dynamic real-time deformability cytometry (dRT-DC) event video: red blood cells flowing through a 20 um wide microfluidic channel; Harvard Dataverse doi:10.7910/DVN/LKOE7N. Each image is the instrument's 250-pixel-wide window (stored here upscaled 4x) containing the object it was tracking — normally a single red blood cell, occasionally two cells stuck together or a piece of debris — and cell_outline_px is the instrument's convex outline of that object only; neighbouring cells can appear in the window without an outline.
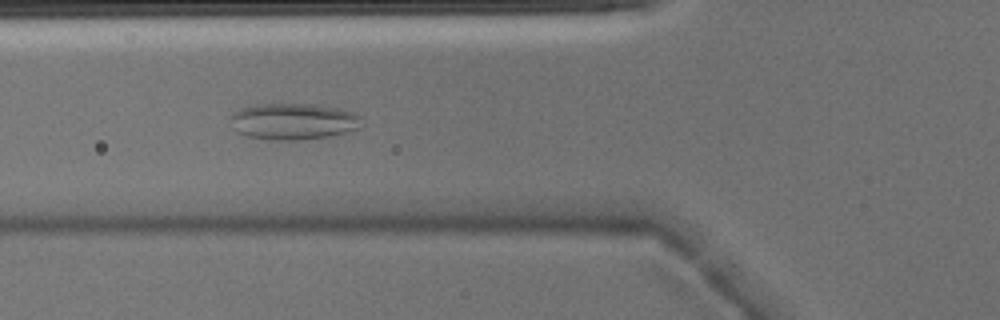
{"species": "Egyptian fruit bat (a non-hibernating species)", "species_latin": "Rousettus aegyptiacus", "temperature_condition": "warm", "stored_images_in_passage": 34, "camera_frame_rate_fps": 3000, "um_per_image_px": 0.085, "animal": {"sex": "male"}, "frame": {"image": 1, "passage_image": 10, "time_ms": 3.0, "image_size_px": [1000, 320], "cell_outline_px": [[364, 128], [328, 136], [300, 140], [272, 140], [248, 136], [236, 132], [228, 116], [232, 112], [240, 108], [252, 104], [312, 104], [336, 108], [352, 112], [360, 116]], "centroid_in_image_um": [24.91, 10.32], "position_along_channel_um": 100.9, "area_um2": 28.15}}